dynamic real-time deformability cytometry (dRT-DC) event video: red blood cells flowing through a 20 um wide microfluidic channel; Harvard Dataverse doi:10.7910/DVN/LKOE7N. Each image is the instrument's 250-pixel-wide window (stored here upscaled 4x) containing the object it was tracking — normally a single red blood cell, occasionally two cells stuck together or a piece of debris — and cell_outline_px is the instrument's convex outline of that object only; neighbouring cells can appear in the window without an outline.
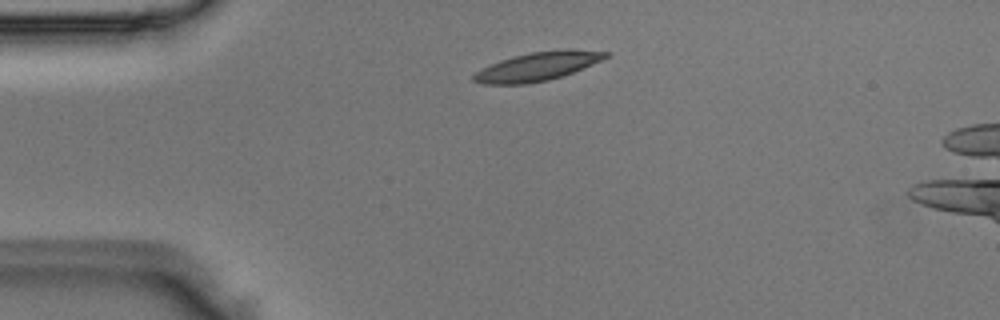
{"species": "Egyptian fruit bat (a non-hibernating species)", "species_latin": "Rousettus aegyptiacus", "temperature_condition": "room temperature", "stored_images_in_passage": 3, "camera_frame_rate_fps": 3000, "um_per_image_px": 0.085, "animal": {"sex": "male"}, "frame": {"image": 1, "passage_image": 2, "time_ms": 0.333, "image_size_px": [1000, 320], "cell_outline_px": [[612, 52], [608, 56], [600, 60], [572, 72], [548, 80], [528, 84], [484, 84], [472, 80], [472, 76], [476, 72], [500, 60], [512, 56], [528, 52], [568, 48], [572, 48]], "centroid_in_image_um": [45.7, 5.62], "position_along_channel_um": 39.3, "area_um2": 21.96}}